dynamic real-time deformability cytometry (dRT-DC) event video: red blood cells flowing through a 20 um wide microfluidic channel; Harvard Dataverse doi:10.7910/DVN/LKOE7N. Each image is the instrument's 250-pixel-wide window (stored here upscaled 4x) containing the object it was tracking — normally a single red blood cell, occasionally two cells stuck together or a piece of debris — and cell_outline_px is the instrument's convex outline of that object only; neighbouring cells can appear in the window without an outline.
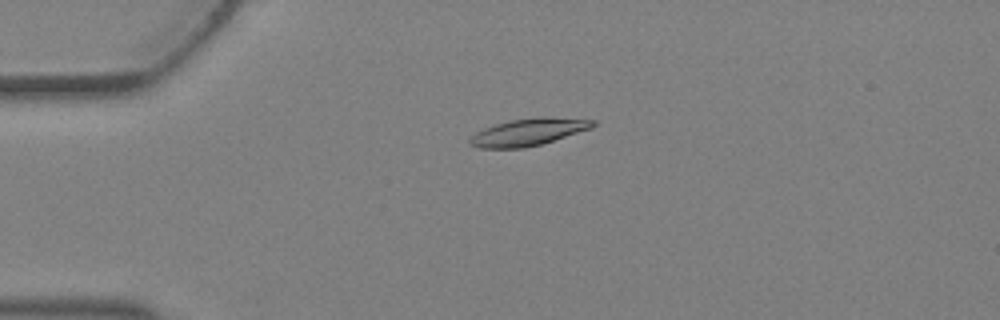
{"species": "Egyptian fruit bat (a non-hibernating species)", "species_latin": "Rousettus aegyptiacus", "temperature_condition": "warm", "stored_images_in_passage": 4, "camera_frame_rate_fps": 3000, "um_per_image_px": 0.085, "animal": {"sex": "female"}, "frame": {"image": 1, "passage_image": 3, "time_ms": 0.667, "image_size_px": [1000, 320], "cell_outline_px": [[596, 124], [592, 128], [540, 144], [524, 148], [480, 148], [468, 144], [468, 140], [476, 132], [484, 128], [508, 120], [544, 116], [596, 120]], "centroid_in_image_um": [44.9, 11.21], "position_along_channel_um": 40.1, "area_um2": 19.42}}